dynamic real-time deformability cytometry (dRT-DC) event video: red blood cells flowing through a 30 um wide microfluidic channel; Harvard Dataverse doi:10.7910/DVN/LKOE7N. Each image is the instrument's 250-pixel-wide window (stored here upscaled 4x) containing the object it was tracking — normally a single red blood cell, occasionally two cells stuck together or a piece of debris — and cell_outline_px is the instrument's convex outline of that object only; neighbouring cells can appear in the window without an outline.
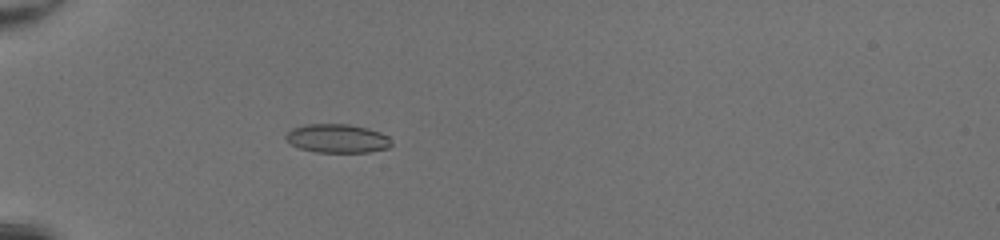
{"species": "common noctule bat (a hibernating species)", "species_latin": "Nyctalus noctula", "temperature_condition": "room temperature", "stored_images_in_passage": 51, "camera_frame_rate_fps": 3000, "um_per_image_px": 0.085, "animal": {"sex": "female", "body_mass_g": 20.0, "forearm_length_mm": 54.0}, "frame": {"image": 1, "passage_image": 18, "time_ms": 5.667, "image_size_px": [1000, 240], "cell_outline_px": [[392, 144], [388, 148], [368, 152], [316, 152], [300, 148], [292, 144], [284, 136], [292, 128], [308, 124], [348, 124], [368, 128], [380, 132], [388, 136]], "centroid_in_image_um": [28.69, 11.76], "position_along_channel_um": 56.3, "area_um2": 17.57}}
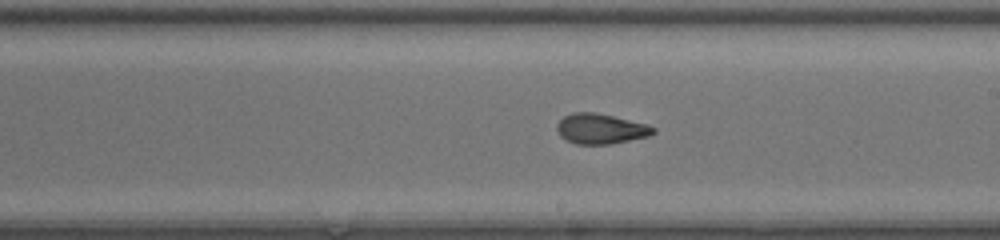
{"frame": {"image": 2, "passage_image": 32, "time_ms": 10.333, "image_size_px": [1000, 240], "cell_outline_px": [[656, 132], [648, 136], [612, 144], [576, 144], [564, 140], [560, 136], [556, 128], [556, 124], [564, 116], [572, 112], [596, 112], [648, 124], [656, 128]], "centroid_in_image_um": [51.05, 10.94], "position_along_channel_um": 238.0, "area_um2": 17.17}}
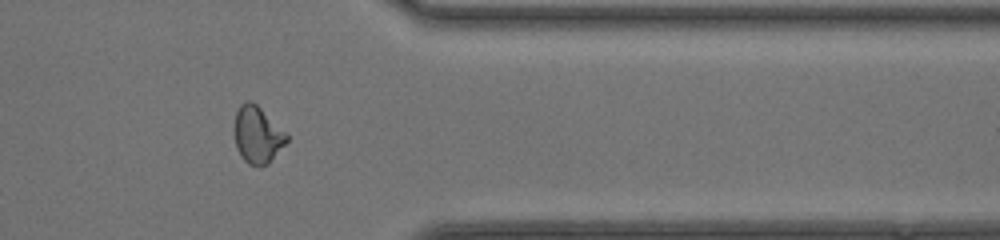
{"frame": {"image": 3, "passage_image": 43, "time_ms": 14.0, "image_size_px": [1000, 240], "cell_outline_px": [[288, 140], [268, 164], [248, 164], [240, 156], [236, 148], [232, 128], [236, 112], [240, 104], [244, 100], [252, 100], [288, 132]], "centroid_in_image_um": [21.86, 11.4], "position_along_channel_um": 389.5, "area_um2": 17.8}, "authors_computed_cell_mechanics": {"area_um2": 17.5712, "velocity_mm_per_s": 4.314, "shape_relaxation_time_tau1_ms": 7.7268, "shape_relaxation_time_tau2_ms": 1.0036, "deformation_change_tau1": 0.1904, "deformation_change_tau2": 0.0632}}